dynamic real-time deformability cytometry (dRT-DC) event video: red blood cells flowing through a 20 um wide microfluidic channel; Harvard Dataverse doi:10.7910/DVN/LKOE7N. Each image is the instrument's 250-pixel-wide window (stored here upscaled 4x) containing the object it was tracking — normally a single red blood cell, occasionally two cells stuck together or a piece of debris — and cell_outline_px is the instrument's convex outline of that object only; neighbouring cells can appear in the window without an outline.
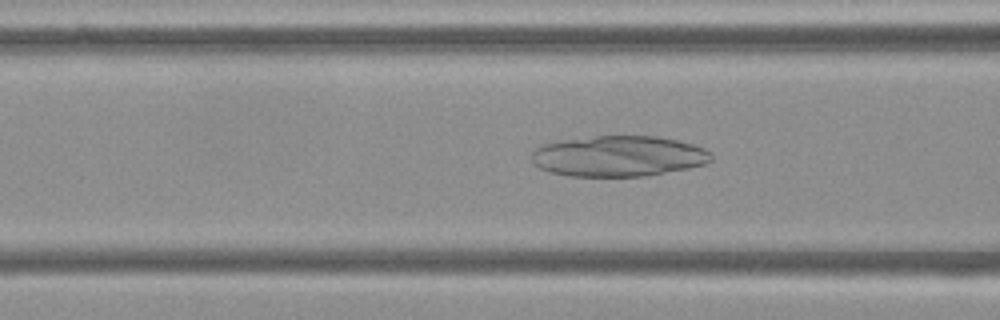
{"species": "Egyptian fruit bat (a non-hibernating species)", "species_latin": "Rousettus aegyptiacus", "temperature_condition": "cold", "stored_images_in_passage": 49, "camera_frame_rate_fps": 3000, "um_per_image_px": 0.085, "frame": {"image": 1, "passage_image": 19, "time_ms": 6.0, "image_size_px": [1000, 320], "cell_outline_px": [[712, 160], [708, 164], [688, 168], [644, 176], [568, 176], [548, 172], [532, 164], [532, 152], [536, 148], [544, 144], [564, 140], [596, 136], [656, 136], [676, 140], [692, 144], [704, 148], [712, 152]], "centroid_in_image_um": [52.58, 13.28], "position_along_channel_um": 114.0, "area_um2": 42.71}}
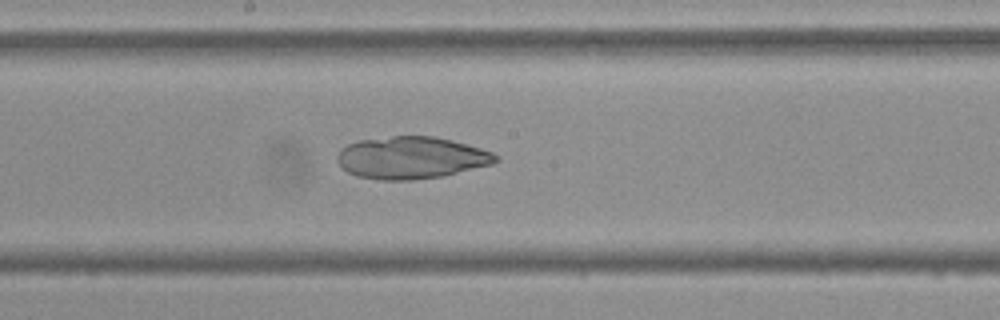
{"frame": {"image": 2, "passage_image": 27, "time_ms": 8.667, "image_size_px": [1000, 320], "cell_outline_px": [[500, 160], [492, 164], [440, 176], [412, 180], [380, 180], [356, 176], [348, 172], [336, 160], [336, 156], [340, 148], [348, 144], [360, 140], [392, 136], [436, 136], [452, 140], [480, 148], [492, 152], [500, 156]], "centroid_in_image_um": [34.94, 13.4], "position_along_channel_um": 213.3, "area_um2": 38.9}}
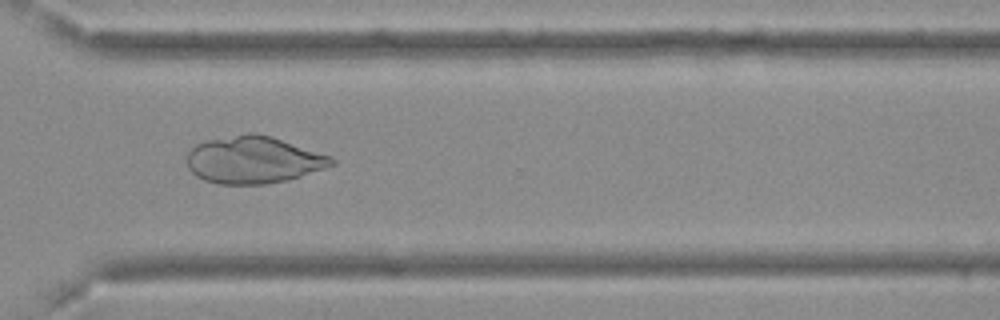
{"frame": {"image": 3, "passage_image": 38, "time_ms": 12.333, "image_size_px": [1000, 320], "cell_outline_px": [[336, 164], [300, 176], [284, 180], [264, 184], [216, 184], [204, 180], [196, 176], [188, 168], [188, 152], [196, 144], [208, 140], [248, 132], [256, 132], [272, 136], [332, 156], [336, 160]], "centroid_in_image_um": [21.55, 13.58], "position_along_channel_um": 349.0, "area_um2": 39.77}}